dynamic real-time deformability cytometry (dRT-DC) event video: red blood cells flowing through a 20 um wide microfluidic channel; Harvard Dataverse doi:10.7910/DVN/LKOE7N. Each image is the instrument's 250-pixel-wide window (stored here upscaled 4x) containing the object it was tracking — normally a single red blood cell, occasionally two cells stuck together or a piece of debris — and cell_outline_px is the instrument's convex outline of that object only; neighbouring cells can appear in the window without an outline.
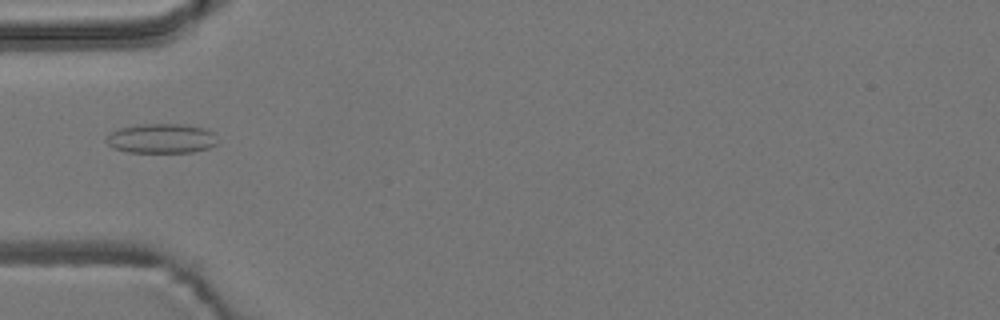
{"species": "common noctule bat (a hibernating species)", "species_latin": "Nyctalus noctula", "temperature_condition": "room temperature", "stored_images_in_passage": 6, "camera_frame_rate_fps": 3000, "um_per_image_px": 0.085, "animal": {"sex": "male", "body_mass_g": 19.2, "forearm_length_mm": 51.8}, "frame": {"image": 1, "passage_image": 3, "time_ms": 0.667, "image_size_px": [1000, 320], "cell_outline_px": [[216, 144], [208, 148], [192, 152], [128, 152], [112, 148], [104, 140], [104, 136], [120, 128], [136, 124], [180, 124], [204, 128], [212, 132]], "centroid_in_image_um": [13.64, 11.77], "position_along_channel_um": 71.4, "area_um2": 19.13}}
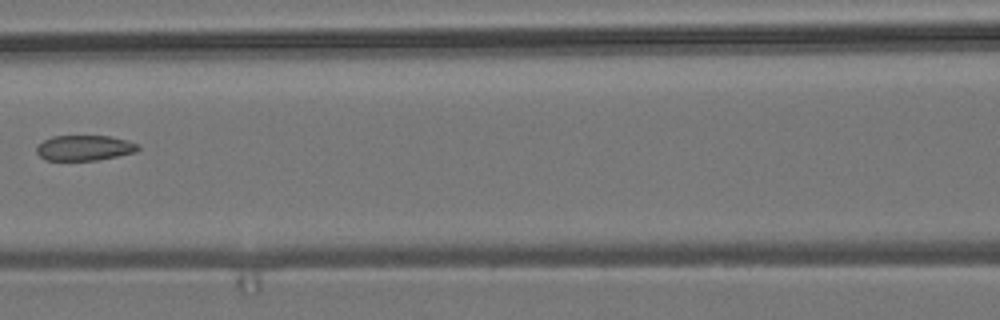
{"frame": {"image": 2, "passage_image": 5, "time_ms": 1.333, "image_size_px": [1000, 320], "cell_outline_px": [[140, 148], [136, 152], [96, 160], [44, 160], [36, 152], [36, 144], [52, 136], [108, 136], [128, 140], [140, 144]], "centroid_in_image_um": [7.17, 12.56], "position_along_channel_um": 159.4, "area_um2": 15.09}}
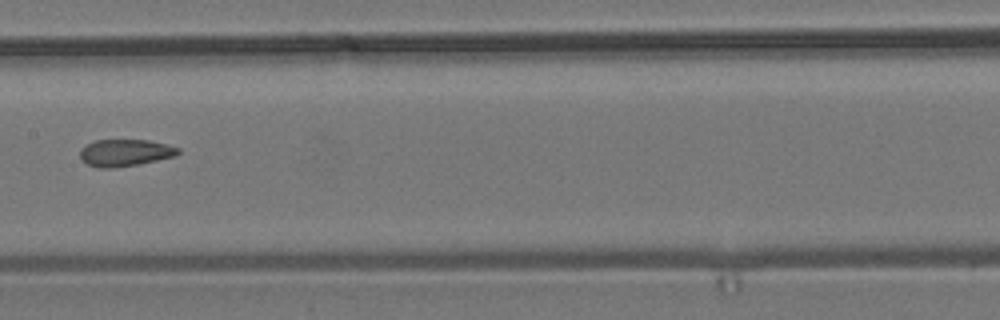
{"frame": {"image": 3, "passage_image": 6, "time_ms": 1.667, "image_size_px": [1000, 320], "cell_outline_px": [[180, 152], [176, 156], [140, 164], [112, 168], [100, 168], [88, 164], [80, 156], [80, 148], [96, 140], [148, 140], [180, 148]], "centroid_in_image_um": [10.65, 12.98], "position_along_channel_um": 196.7, "area_um2": 15.32}}